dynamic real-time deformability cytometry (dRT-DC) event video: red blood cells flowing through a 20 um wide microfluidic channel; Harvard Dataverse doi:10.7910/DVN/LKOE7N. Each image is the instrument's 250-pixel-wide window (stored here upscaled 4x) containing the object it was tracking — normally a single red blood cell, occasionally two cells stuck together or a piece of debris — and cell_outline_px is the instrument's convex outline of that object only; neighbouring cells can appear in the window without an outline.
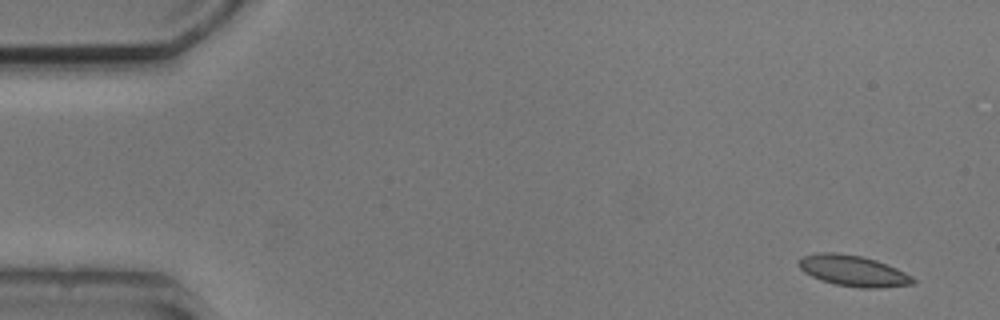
{"species": "common noctule bat (a hibernating species)", "species_latin": "Nyctalus noctula", "temperature_condition": "cold", "stored_images_in_passage": 5, "camera_frame_rate_fps": 3000, "um_per_image_px": 0.085, "animal": {"sex": "male", "body_mass_g": 20.5, "forearm_length_mm": 52.5}, "frame": {"image": 1, "passage_image": 1, "time_ms": 0.0, "image_size_px": [1000, 320], "cell_outline_px": [[916, 284], [876, 288], [860, 288], [836, 284], [820, 280], [804, 272], [796, 264], [796, 260], [804, 256], [816, 252], [836, 252], [860, 256], [876, 260], [896, 268], [912, 276], [916, 280]], "centroid_in_image_um": [72.49, 23.01], "position_along_channel_um": 12.5, "area_um2": 20.69}}
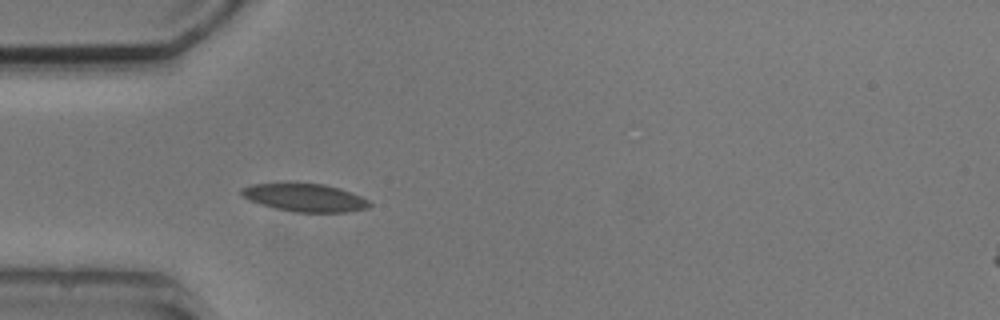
{"frame": {"image": 2, "passage_image": 5, "time_ms": 4.333, "image_size_px": [1000, 320], "cell_outline_px": [[372, 204], [368, 208], [344, 212], [296, 212], [276, 208], [260, 204], [244, 196], [240, 192], [240, 188], [252, 184], [284, 180], [288, 180], [324, 184], [340, 188], [360, 196], [368, 200]], "centroid_in_image_um": [25.87, 16.74], "position_along_channel_um": 59.1, "area_um2": 21.5}}